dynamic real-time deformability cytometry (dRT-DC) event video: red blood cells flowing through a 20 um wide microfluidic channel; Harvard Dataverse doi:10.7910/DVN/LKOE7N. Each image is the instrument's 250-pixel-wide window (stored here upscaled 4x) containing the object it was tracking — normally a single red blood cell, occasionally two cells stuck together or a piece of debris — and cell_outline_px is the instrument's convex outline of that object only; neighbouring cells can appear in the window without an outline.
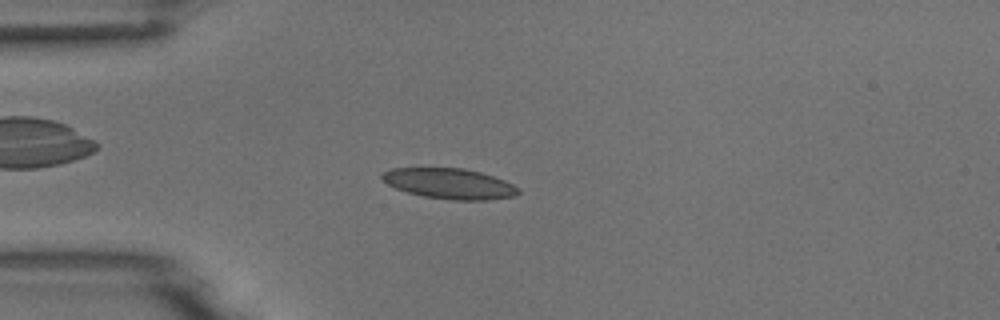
{"species": "common noctule bat (a hibernating species)", "species_latin": "Nyctalus noctula", "temperature_condition": "room temperature", "stored_images_in_passage": 6, "camera_frame_rate_fps": 3000, "um_per_image_px": 0.085, "animal": {"sex": "male", "body_mass_g": 18.8}, "frame": {"image": 1, "passage_image": 6, "time_ms": 5.667, "image_size_px": [1000, 320], "cell_outline_px": [[520, 192], [516, 196], [488, 200], [452, 200], [424, 196], [408, 192], [396, 188], [388, 184], [380, 176], [384, 172], [392, 168], [464, 168], [480, 172], [504, 180], [520, 188]], "centroid_in_image_um": [38.24, 15.61], "position_along_channel_um": 46.8, "area_um2": 24.1}}